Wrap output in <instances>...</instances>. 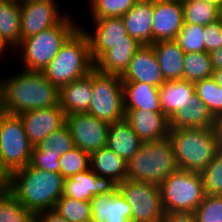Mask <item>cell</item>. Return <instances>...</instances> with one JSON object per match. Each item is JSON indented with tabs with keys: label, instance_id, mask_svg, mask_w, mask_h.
<instances>
[{
	"label": "cell",
	"instance_id": "cell-1",
	"mask_svg": "<svg viewBox=\"0 0 222 222\" xmlns=\"http://www.w3.org/2000/svg\"><path fill=\"white\" fill-rule=\"evenodd\" d=\"M2 112H22L59 105V88L42 71L22 70L0 80Z\"/></svg>",
	"mask_w": 222,
	"mask_h": 222
},
{
	"label": "cell",
	"instance_id": "cell-2",
	"mask_svg": "<svg viewBox=\"0 0 222 222\" xmlns=\"http://www.w3.org/2000/svg\"><path fill=\"white\" fill-rule=\"evenodd\" d=\"M65 178L57 172L43 171L28 164L11 174L10 193L35 214L54 209L62 196Z\"/></svg>",
	"mask_w": 222,
	"mask_h": 222
},
{
	"label": "cell",
	"instance_id": "cell-3",
	"mask_svg": "<svg viewBox=\"0 0 222 222\" xmlns=\"http://www.w3.org/2000/svg\"><path fill=\"white\" fill-rule=\"evenodd\" d=\"M94 68L88 36L79 26L62 44L57 55L42 73L60 88L88 75Z\"/></svg>",
	"mask_w": 222,
	"mask_h": 222
},
{
	"label": "cell",
	"instance_id": "cell-4",
	"mask_svg": "<svg viewBox=\"0 0 222 222\" xmlns=\"http://www.w3.org/2000/svg\"><path fill=\"white\" fill-rule=\"evenodd\" d=\"M178 169L169 138L142 142L137 152L127 161V179L159 186Z\"/></svg>",
	"mask_w": 222,
	"mask_h": 222
},
{
	"label": "cell",
	"instance_id": "cell-5",
	"mask_svg": "<svg viewBox=\"0 0 222 222\" xmlns=\"http://www.w3.org/2000/svg\"><path fill=\"white\" fill-rule=\"evenodd\" d=\"M169 139L181 170L201 173L218 151L213 129H170Z\"/></svg>",
	"mask_w": 222,
	"mask_h": 222
},
{
	"label": "cell",
	"instance_id": "cell-6",
	"mask_svg": "<svg viewBox=\"0 0 222 222\" xmlns=\"http://www.w3.org/2000/svg\"><path fill=\"white\" fill-rule=\"evenodd\" d=\"M71 17L68 14L58 25L22 40L16 50L23 53L20 57L24 70L42 71L52 61L62 44L81 25Z\"/></svg>",
	"mask_w": 222,
	"mask_h": 222
},
{
	"label": "cell",
	"instance_id": "cell-7",
	"mask_svg": "<svg viewBox=\"0 0 222 222\" xmlns=\"http://www.w3.org/2000/svg\"><path fill=\"white\" fill-rule=\"evenodd\" d=\"M165 212H194L205 196L201 173L178 169L160 185Z\"/></svg>",
	"mask_w": 222,
	"mask_h": 222
},
{
	"label": "cell",
	"instance_id": "cell-8",
	"mask_svg": "<svg viewBox=\"0 0 222 222\" xmlns=\"http://www.w3.org/2000/svg\"><path fill=\"white\" fill-rule=\"evenodd\" d=\"M92 99L88 114L99 120L115 123L125 119L122 78L92 70Z\"/></svg>",
	"mask_w": 222,
	"mask_h": 222
},
{
	"label": "cell",
	"instance_id": "cell-9",
	"mask_svg": "<svg viewBox=\"0 0 222 222\" xmlns=\"http://www.w3.org/2000/svg\"><path fill=\"white\" fill-rule=\"evenodd\" d=\"M30 143L19 115L0 114V161L10 175L30 162Z\"/></svg>",
	"mask_w": 222,
	"mask_h": 222
},
{
	"label": "cell",
	"instance_id": "cell-10",
	"mask_svg": "<svg viewBox=\"0 0 222 222\" xmlns=\"http://www.w3.org/2000/svg\"><path fill=\"white\" fill-rule=\"evenodd\" d=\"M116 187L131 207V222H161L165 211L159 186L126 179Z\"/></svg>",
	"mask_w": 222,
	"mask_h": 222
},
{
	"label": "cell",
	"instance_id": "cell-11",
	"mask_svg": "<svg viewBox=\"0 0 222 222\" xmlns=\"http://www.w3.org/2000/svg\"><path fill=\"white\" fill-rule=\"evenodd\" d=\"M66 125L75 147L89 156L106 146L109 123L99 120L88 113H76L66 116Z\"/></svg>",
	"mask_w": 222,
	"mask_h": 222
},
{
	"label": "cell",
	"instance_id": "cell-12",
	"mask_svg": "<svg viewBox=\"0 0 222 222\" xmlns=\"http://www.w3.org/2000/svg\"><path fill=\"white\" fill-rule=\"evenodd\" d=\"M56 0H36L20 4V36L23 39L58 25L68 14L61 13Z\"/></svg>",
	"mask_w": 222,
	"mask_h": 222
},
{
	"label": "cell",
	"instance_id": "cell-13",
	"mask_svg": "<svg viewBox=\"0 0 222 222\" xmlns=\"http://www.w3.org/2000/svg\"><path fill=\"white\" fill-rule=\"evenodd\" d=\"M92 21L94 31L80 27L88 36L90 55L94 64L120 42H137L127 34L122 17L98 18Z\"/></svg>",
	"mask_w": 222,
	"mask_h": 222
},
{
	"label": "cell",
	"instance_id": "cell-14",
	"mask_svg": "<svg viewBox=\"0 0 222 222\" xmlns=\"http://www.w3.org/2000/svg\"><path fill=\"white\" fill-rule=\"evenodd\" d=\"M25 133L33 146L66 124V114L59 106L25 111L19 114Z\"/></svg>",
	"mask_w": 222,
	"mask_h": 222
},
{
	"label": "cell",
	"instance_id": "cell-15",
	"mask_svg": "<svg viewBox=\"0 0 222 222\" xmlns=\"http://www.w3.org/2000/svg\"><path fill=\"white\" fill-rule=\"evenodd\" d=\"M183 25V7L180 2L153 1L152 44L175 40Z\"/></svg>",
	"mask_w": 222,
	"mask_h": 222
},
{
	"label": "cell",
	"instance_id": "cell-16",
	"mask_svg": "<svg viewBox=\"0 0 222 222\" xmlns=\"http://www.w3.org/2000/svg\"><path fill=\"white\" fill-rule=\"evenodd\" d=\"M122 82H143L160 87L164 82L152 45H141L121 75Z\"/></svg>",
	"mask_w": 222,
	"mask_h": 222
},
{
	"label": "cell",
	"instance_id": "cell-17",
	"mask_svg": "<svg viewBox=\"0 0 222 222\" xmlns=\"http://www.w3.org/2000/svg\"><path fill=\"white\" fill-rule=\"evenodd\" d=\"M125 120L142 142L169 138V120L163 112L125 109Z\"/></svg>",
	"mask_w": 222,
	"mask_h": 222
},
{
	"label": "cell",
	"instance_id": "cell-18",
	"mask_svg": "<svg viewBox=\"0 0 222 222\" xmlns=\"http://www.w3.org/2000/svg\"><path fill=\"white\" fill-rule=\"evenodd\" d=\"M90 203L92 222H131V207L116 186L94 196Z\"/></svg>",
	"mask_w": 222,
	"mask_h": 222
},
{
	"label": "cell",
	"instance_id": "cell-19",
	"mask_svg": "<svg viewBox=\"0 0 222 222\" xmlns=\"http://www.w3.org/2000/svg\"><path fill=\"white\" fill-rule=\"evenodd\" d=\"M92 71L77 80L59 88V106L66 116L76 113H88L92 99Z\"/></svg>",
	"mask_w": 222,
	"mask_h": 222
},
{
	"label": "cell",
	"instance_id": "cell-20",
	"mask_svg": "<svg viewBox=\"0 0 222 222\" xmlns=\"http://www.w3.org/2000/svg\"><path fill=\"white\" fill-rule=\"evenodd\" d=\"M90 169L109 186L127 179V162L107 146L90 155Z\"/></svg>",
	"mask_w": 222,
	"mask_h": 222
},
{
	"label": "cell",
	"instance_id": "cell-21",
	"mask_svg": "<svg viewBox=\"0 0 222 222\" xmlns=\"http://www.w3.org/2000/svg\"><path fill=\"white\" fill-rule=\"evenodd\" d=\"M122 19L131 38L140 45H152L153 1L139 0Z\"/></svg>",
	"mask_w": 222,
	"mask_h": 222
},
{
	"label": "cell",
	"instance_id": "cell-22",
	"mask_svg": "<svg viewBox=\"0 0 222 222\" xmlns=\"http://www.w3.org/2000/svg\"><path fill=\"white\" fill-rule=\"evenodd\" d=\"M109 187L89 168L65 179L62 196L90 202L94 196L102 194Z\"/></svg>",
	"mask_w": 222,
	"mask_h": 222
},
{
	"label": "cell",
	"instance_id": "cell-23",
	"mask_svg": "<svg viewBox=\"0 0 222 222\" xmlns=\"http://www.w3.org/2000/svg\"><path fill=\"white\" fill-rule=\"evenodd\" d=\"M215 117L209 108L199 99L197 94L192 95V100L187 107L177 111L169 119L170 129L205 128L213 129Z\"/></svg>",
	"mask_w": 222,
	"mask_h": 222
},
{
	"label": "cell",
	"instance_id": "cell-24",
	"mask_svg": "<svg viewBox=\"0 0 222 222\" xmlns=\"http://www.w3.org/2000/svg\"><path fill=\"white\" fill-rule=\"evenodd\" d=\"M162 112L168 120L177 112L187 107L195 94L194 83L184 79L165 81L159 87Z\"/></svg>",
	"mask_w": 222,
	"mask_h": 222
},
{
	"label": "cell",
	"instance_id": "cell-25",
	"mask_svg": "<svg viewBox=\"0 0 222 222\" xmlns=\"http://www.w3.org/2000/svg\"><path fill=\"white\" fill-rule=\"evenodd\" d=\"M125 109L162 112L159 87L143 82H122Z\"/></svg>",
	"mask_w": 222,
	"mask_h": 222
},
{
	"label": "cell",
	"instance_id": "cell-26",
	"mask_svg": "<svg viewBox=\"0 0 222 222\" xmlns=\"http://www.w3.org/2000/svg\"><path fill=\"white\" fill-rule=\"evenodd\" d=\"M165 81L183 79L185 52L175 40L159 41L152 44Z\"/></svg>",
	"mask_w": 222,
	"mask_h": 222
},
{
	"label": "cell",
	"instance_id": "cell-27",
	"mask_svg": "<svg viewBox=\"0 0 222 222\" xmlns=\"http://www.w3.org/2000/svg\"><path fill=\"white\" fill-rule=\"evenodd\" d=\"M141 144L142 141L125 119L109 124L106 146L126 162L133 157Z\"/></svg>",
	"mask_w": 222,
	"mask_h": 222
},
{
	"label": "cell",
	"instance_id": "cell-28",
	"mask_svg": "<svg viewBox=\"0 0 222 222\" xmlns=\"http://www.w3.org/2000/svg\"><path fill=\"white\" fill-rule=\"evenodd\" d=\"M0 40L11 50L21 45L20 4L15 0H0Z\"/></svg>",
	"mask_w": 222,
	"mask_h": 222
},
{
	"label": "cell",
	"instance_id": "cell-29",
	"mask_svg": "<svg viewBox=\"0 0 222 222\" xmlns=\"http://www.w3.org/2000/svg\"><path fill=\"white\" fill-rule=\"evenodd\" d=\"M140 46L138 42H120L95 63V68L105 74L121 76Z\"/></svg>",
	"mask_w": 222,
	"mask_h": 222
},
{
	"label": "cell",
	"instance_id": "cell-30",
	"mask_svg": "<svg viewBox=\"0 0 222 222\" xmlns=\"http://www.w3.org/2000/svg\"><path fill=\"white\" fill-rule=\"evenodd\" d=\"M184 24L206 26L221 18V10L202 0H190L182 4Z\"/></svg>",
	"mask_w": 222,
	"mask_h": 222
},
{
	"label": "cell",
	"instance_id": "cell-31",
	"mask_svg": "<svg viewBox=\"0 0 222 222\" xmlns=\"http://www.w3.org/2000/svg\"><path fill=\"white\" fill-rule=\"evenodd\" d=\"M213 73L212 62L209 53L206 51L185 53L183 79L196 83L203 79L210 78Z\"/></svg>",
	"mask_w": 222,
	"mask_h": 222
},
{
	"label": "cell",
	"instance_id": "cell-32",
	"mask_svg": "<svg viewBox=\"0 0 222 222\" xmlns=\"http://www.w3.org/2000/svg\"><path fill=\"white\" fill-rule=\"evenodd\" d=\"M54 210L68 222H91V203L89 201L76 200L61 196Z\"/></svg>",
	"mask_w": 222,
	"mask_h": 222
},
{
	"label": "cell",
	"instance_id": "cell-33",
	"mask_svg": "<svg viewBox=\"0 0 222 222\" xmlns=\"http://www.w3.org/2000/svg\"><path fill=\"white\" fill-rule=\"evenodd\" d=\"M0 222H36V214L8 192L0 194Z\"/></svg>",
	"mask_w": 222,
	"mask_h": 222
},
{
	"label": "cell",
	"instance_id": "cell-34",
	"mask_svg": "<svg viewBox=\"0 0 222 222\" xmlns=\"http://www.w3.org/2000/svg\"><path fill=\"white\" fill-rule=\"evenodd\" d=\"M139 0H88L92 19L122 17Z\"/></svg>",
	"mask_w": 222,
	"mask_h": 222
},
{
	"label": "cell",
	"instance_id": "cell-35",
	"mask_svg": "<svg viewBox=\"0 0 222 222\" xmlns=\"http://www.w3.org/2000/svg\"><path fill=\"white\" fill-rule=\"evenodd\" d=\"M195 93L209 108L214 117L222 115V87L212 77L194 83Z\"/></svg>",
	"mask_w": 222,
	"mask_h": 222
},
{
	"label": "cell",
	"instance_id": "cell-36",
	"mask_svg": "<svg viewBox=\"0 0 222 222\" xmlns=\"http://www.w3.org/2000/svg\"><path fill=\"white\" fill-rule=\"evenodd\" d=\"M205 26L184 24L175 41L185 53L205 51L204 41Z\"/></svg>",
	"mask_w": 222,
	"mask_h": 222
},
{
	"label": "cell",
	"instance_id": "cell-37",
	"mask_svg": "<svg viewBox=\"0 0 222 222\" xmlns=\"http://www.w3.org/2000/svg\"><path fill=\"white\" fill-rule=\"evenodd\" d=\"M37 147L42 152H53L57 153L58 157H61L66 152L70 151L75 147L74 141L70 134V131L65 124L60 129L49 134Z\"/></svg>",
	"mask_w": 222,
	"mask_h": 222
},
{
	"label": "cell",
	"instance_id": "cell-38",
	"mask_svg": "<svg viewBox=\"0 0 222 222\" xmlns=\"http://www.w3.org/2000/svg\"><path fill=\"white\" fill-rule=\"evenodd\" d=\"M60 174L66 179L90 168V156L74 147L59 158Z\"/></svg>",
	"mask_w": 222,
	"mask_h": 222
},
{
	"label": "cell",
	"instance_id": "cell-39",
	"mask_svg": "<svg viewBox=\"0 0 222 222\" xmlns=\"http://www.w3.org/2000/svg\"><path fill=\"white\" fill-rule=\"evenodd\" d=\"M201 174L205 194L222 196V151L216 152Z\"/></svg>",
	"mask_w": 222,
	"mask_h": 222
},
{
	"label": "cell",
	"instance_id": "cell-40",
	"mask_svg": "<svg viewBox=\"0 0 222 222\" xmlns=\"http://www.w3.org/2000/svg\"><path fill=\"white\" fill-rule=\"evenodd\" d=\"M194 213L197 222H222V196L205 194Z\"/></svg>",
	"mask_w": 222,
	"mask_h": 222
},
{
	"label": "cell",
	"instance_id": "cell-41",
	"mask_svg": "<svg viewBox=\"0 0 222 222\" xmlns=\"http://www.w3.org/2000/svg\"><path fill=\"white\" fill-rule=\"evenodd\" d=\"M57 153L42 152L37 146H33L29 164L43 171L60 173V163Z\"/></svg>",
	"mask_w": 222,
	"mask_h": 222
},
{
	"label": "cell",
	"instance_id": "cell-42",
	"mask_svg": "<svg viewBox=\"0 0 222 222\" xmlns=\"http://www.w3.org/2000/svg\"><path fill=\"white\" fill-rule=\"evenodd\" d=\"M204 41L207 53L222 47V17L205 26Z\"/></svg>",
	"mask_w": 222,
	"mask_h": 222
},
{
	"label": "cell",
	"instance_id": "cell-43",
	"mask_svg": "<svg viewBox=\"0 0 222 222\" xmlns=\"http://www.w3.org/2000/svg\"><path fill=\"white\" fill-rule=\"evenodd\" d=\"M161 222H197L194 212H165Z\"/></svg>",
	"mask_w": 222,
	"mask_h": 222
},
{
	"label": "cell",
	"instance_id": "cell-44",
	"mask_svg": "<svg viewBox=\"0 0 222 222\" xmlns=\"http://www.w3.org/2000/svg\"><path fill=\"white\" fill-rule=\"evenodd\" d=\"M36 222H68L54 209L44 210L36 214Z\"/></svg>",
	"mask_w": 222,
	"mask_h": 222
},
{
	"label": "cell",
	"instance_id": "cell-45",
	"mask_svg": "<svg viewBox=\"0 0 222 222\" xmlns=\"http://www.w3.org/2000/svg\"><path fill=\"white\" fill-rule=\"evenodd\" d=\"M10 173L3 167L0 161V194L10 192Z\"/></svg>",
	"mask_w": 222,
	"mask_h": 222
},
{
	"label": "cell",
	"instance_id": "cell-46",
	"mask_svg": "<svg viewBox=\"0 0 222 222\" xmlns=\"http://www.w3.org/2000/svg\"><path fill=\"white\" fill-rule=\"evenodd\" d=\"M213 131L215 134L218 150L222 151V115L215 118Z\"/></svg>",
	"mask_w": 222,
	"mask_h": 222
},
{
	"label": "cell",
	"instance_id": "cell-47",
	"mask_svg": "<svg viewBox=\"0 0 222 222\" xmlns=\"http://www.w3.org/2000/svg\"><path fill=\"white\" fill-rule=\"evenodd\" d=\"M213 70L222 69V47L209 53Z\"/></svg>",
	"mask_w": 222,
	"mask_h": 222
},
{
	"label": "cell",
	"instance_id": "cell-48",
	"mask_svg": "<svg viewBox=\"0 0 222 222\" xmlns=\"http://www.w3.org/2000/svg\"><path fill=\"white\" fill-rule=\"evenodd\" d=\"M212 79L215 81L217 85L222 87V69L220 70H213Z\"/></svg>",
	"mask_w": 222,
	"mask_h": 222
},
{
	"label": "cell",
	"instance_id": "cell-49",
	"mask_svg": "<svg viewBox=\"0 0 222 222\" xmlns=\"http://www.w3.org/2000/svg\"><path fill=\"white\" fill-rule=\"evenodd\" d=\"M202 1L209 2L210 4H213L214 6L222 10V0H202Z\"/></svg>",
	"mask_w": 222,
	"mask_h": 222
},
{
	"label": "cell",
	"instance_id": "cell-50",
	"mask_svg": "<svg viewBox=\"0 0 222 222\" xmlns=\"http://www.w3.org/2000/svg\"><path fill=\"white\" fill-rule=\"evenodd\" d=\"M6 49H10V47L9 48H6V46L1 42V40H0V57H2L3 56V54H4V51H6ZM2 55V56H1Z\"/></svg>",
	"mask_w": 222,
	"mask_h": 222
},
{
	"label": "cell",
	"instance_id": "cell-51",
	"mask_svg": "<svg viewBox=\"0 0 222 222\" xmlns=\"http://www.w3.org/2000/svg\"><path fill=\"white\" fill-rule=\"evenodd\" d=\"M18 4H22L29 1H36V0H15Z\"/></svg>",
	"mask_w": 222,
	"mask_h": 222
},
{
	"label": "cell",
	"instance_id": "cell-52",
	"mask_svg": "<svg viewBox=\"0 0 222 222\" xmlns=\"http://www.w3.org/2000/svg\"><path fill=\"white\" fill-rule=\"evenodd\" d=\"M175 1L180 2L181 4H183V3L187 2V1H190V0H175Z\"/></svg>",
	"mask_w": 222,
	"mask_h": 222
},
{
	"label": "cell",
	"instance_id": "cell-53",
	"mask_svg": "<svg viewBox=\"0 0 222 222\" xmlns=\"http://www.w3.org/2000/svg\"><path fill=\"white\" fill-rule=\"evenodd\" d=\"M2 113L1 93H0V114Z\"/></svg>",
	"mask_w": 222,
	"mask_h": 222
}]
</instances>
